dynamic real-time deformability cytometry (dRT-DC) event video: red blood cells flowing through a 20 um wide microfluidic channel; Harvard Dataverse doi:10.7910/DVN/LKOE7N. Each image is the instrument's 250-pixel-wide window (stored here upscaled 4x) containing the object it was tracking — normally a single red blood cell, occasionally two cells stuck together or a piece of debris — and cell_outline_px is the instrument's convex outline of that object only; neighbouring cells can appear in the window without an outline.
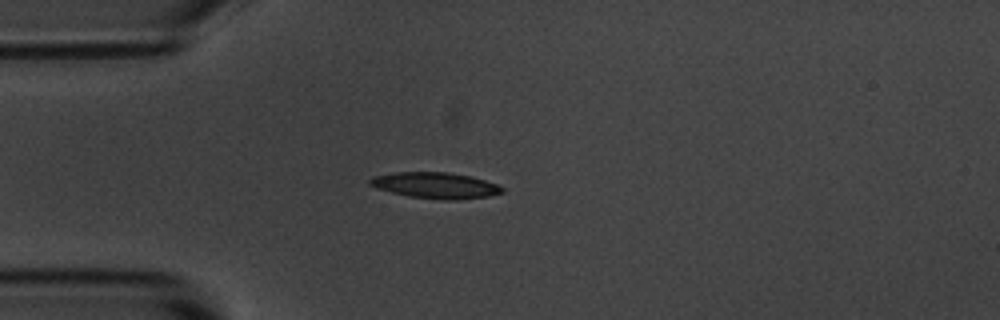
{"species": "common noctule bat (a hibernating species)", "species_latin": "Nyctalus noctula", "temperature_condition": "room temperature", "stored_images_in_passage": 42, "camera_frame_rate_fps": 3000, "um_per_image_px": 0.085, "animal": {"sex": "male", "body_mass_g": 20.1, "forearm_length_mm": 53.5}, "frame": {"image": 1, "passage_image": 1, "time_ms": 0.0, "image_size_px": [1000, 320], "cell_outline_px": [[504, 192], [488, 196], [456, 200], [444, 200], [408, 196], [376, 188], [368, 184], [368, 180], [372, 176], [396, 172], [448, 172], [472, 176], [496, 184], [504, 188]], "centroid_in_image_um": [37.0, 15.75], "position_along_channel_um": 48.0, "area_um2": 20.11}}
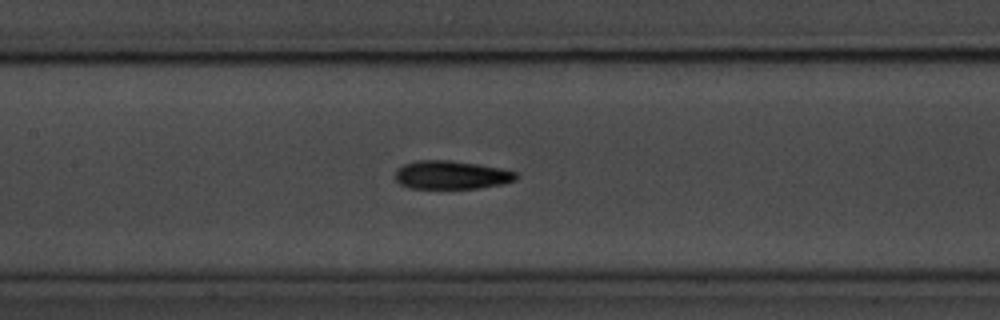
{"frame": {"image": 2, "passage_image": 12, "time_ms": 3.667, "image_size_px": [1000, 320], "cell_outline_px": [[516, 180], [504, 184], [480, 188], [408, 188], [400, 184], [396, 180], [396, 168], [404, 164], [416, 160], [448, 160], [476, 164], [500, 168], [516, 172]], "centroid_in_image_um": [38.34, 14.87], "position_along_channel_um": 169.1, "area_um2": 20.0}}
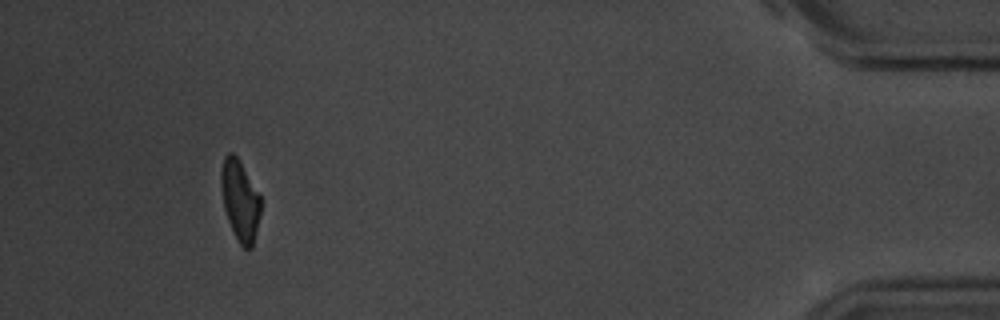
{"frame": {"image": 3, "passage_image": 38, "time_ms": 12.333, "image_size_px": [1000, 320], "cell_outline_px": [[260, 216], [252, 248], [244, 248], [240, 244], [228, 220], [224, 208], [220, 188], [220, 172], [224, 156], [228, 152], [232, 152], [240, 160], [260, 196]], "centroid_in_image_um": [20.38, 16.99], "position_along_channel_um": 414.8, "area_um2": 18.55}, "authors_computed_cell_mechanics": {"area_um2": 20.0855, "velocity_mm_per_s": 3.6231, "shape_relaxation_time_tau1_ms": 3.3288, "shape_relaxation_time_tau2_ms": 2.7475, "deformation_change_tau1": 0.1592, "deformation_change_tau2": 0.0887}}